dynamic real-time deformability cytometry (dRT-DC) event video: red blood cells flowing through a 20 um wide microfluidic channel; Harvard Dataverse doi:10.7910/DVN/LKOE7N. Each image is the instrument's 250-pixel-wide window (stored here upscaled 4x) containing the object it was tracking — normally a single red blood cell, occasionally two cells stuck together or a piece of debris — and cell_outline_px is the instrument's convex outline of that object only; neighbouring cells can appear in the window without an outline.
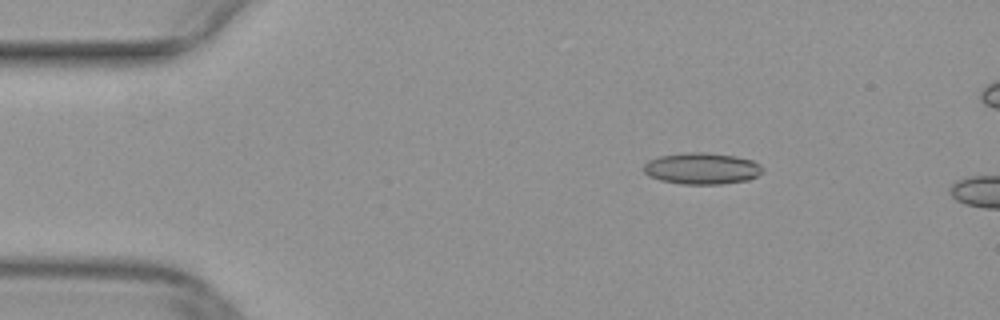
{"species": "common noctule bat (a hibernating species)", "species_latin": "Nyctalus noctula", "temperature_condition": "warm", "stored_images_in_passage": 5, "camera_frame_rate_fps": 3000, "um_per_image_px": 0.085, "animal": {"sex": "female", "body_mass_g": 29.2, "forearm_length_mm": 56.3}, "frame": {"image": 1, "passage_image": 1, "time_ms": 0.0, "image_size_px": [1000, 320], "cell_outline_px": [[764, 172], [748, 180], [720, 184], [680, 184], [660, 180], [648, 176], [644, 172], [644, 164], [648, 160], [660, 156], [688, 152], [708, 152], [736, 156], [752, 160], [760, 164], [764, 168]], "centroid_in_image_um": [59.67, 14.32], "position_along_channel_um": 25.3, "area_um2": 22.02}}